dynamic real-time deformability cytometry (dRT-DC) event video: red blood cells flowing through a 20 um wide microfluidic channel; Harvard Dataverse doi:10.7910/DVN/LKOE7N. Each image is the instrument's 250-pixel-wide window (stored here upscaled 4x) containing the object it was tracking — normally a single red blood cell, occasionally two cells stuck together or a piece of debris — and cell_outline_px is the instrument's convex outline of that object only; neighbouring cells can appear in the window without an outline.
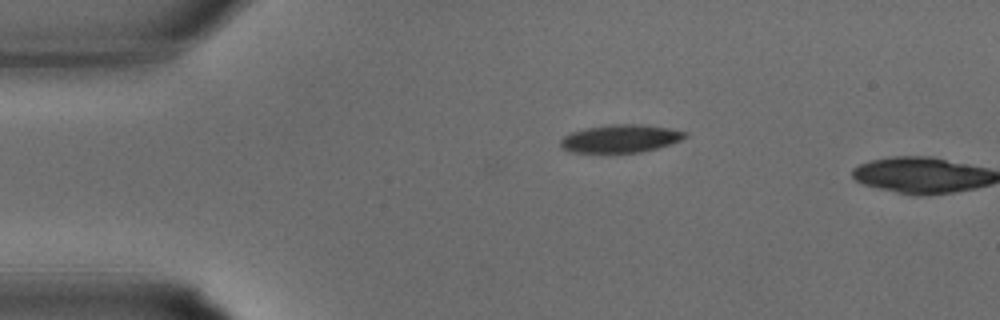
{"species": "common noctule bat (a hibernating species)", "species_latin": "Nyctalus noctula", "temperature_condition": "warm", "stored_images_in_passage": 2, "camera_frame_rate_fps": 3000, "um_per_image_px": 0.085, "animal": {"sex": "male", "body_mass_g": 15.6}, "frame": {"image": 1, "passage_image": 1, "time_ms": 0.0, "image_size_px": [1000, 320], "cell_outline_px": [[688, 136], [680, 140], [656, 148], [640, 152], [572, 152], [560, 148], [560, 140], [564, 136], [572, 132], [588, 128], [612, 124], [640, 124], [668, 128], [688, 132]], "centroid_in_image_um": [52.74, 11.77], "position_along_channel_um": 32.3, "area_um2": 20.0}}